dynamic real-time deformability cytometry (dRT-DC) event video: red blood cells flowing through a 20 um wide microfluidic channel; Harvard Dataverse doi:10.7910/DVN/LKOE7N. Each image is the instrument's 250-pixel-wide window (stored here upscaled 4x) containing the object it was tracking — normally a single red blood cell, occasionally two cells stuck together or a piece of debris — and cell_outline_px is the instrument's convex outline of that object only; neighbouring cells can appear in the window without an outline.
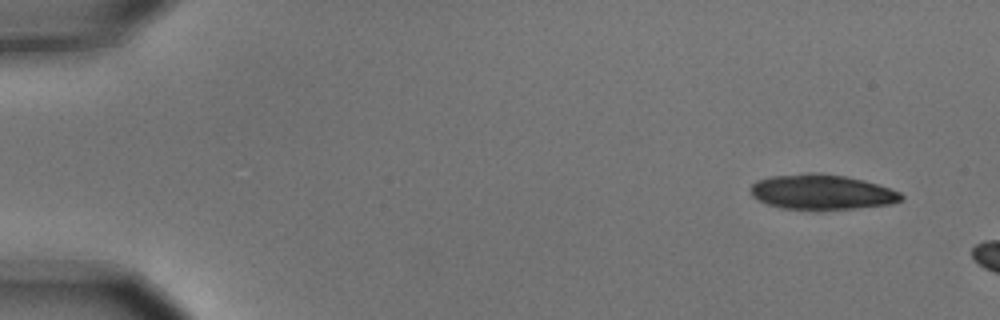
{"species": "common noctule bat (a hibernating species)", "species_latin": "Nyctalus noctula", "temperature_condition": "cold", "stored_images_in_passage": 3, "camera_frame_rate_fps": 3000, "um_per_image_px": 0.085, "animal": {"sex": "male", "body_mass_g": 15.6}, "frame": {"image": 1, "passage_image": 1, "time_ms": 0.0, "image_size_px": [1000, 320], "cell_outline_px": [[904, 200], [892, 204], [820, 212], [780, 208], [768, 204], [752, 196], [752, 184], [756, 180], [772, 176], [808, 172], [820, 172], [844, 176], [864, 180], [900, 192], [904, 196]], "centroid_in_image_um": [69.87, 16.35], "position_along_channel_um": 15.1, "area_um2": 31.5}}